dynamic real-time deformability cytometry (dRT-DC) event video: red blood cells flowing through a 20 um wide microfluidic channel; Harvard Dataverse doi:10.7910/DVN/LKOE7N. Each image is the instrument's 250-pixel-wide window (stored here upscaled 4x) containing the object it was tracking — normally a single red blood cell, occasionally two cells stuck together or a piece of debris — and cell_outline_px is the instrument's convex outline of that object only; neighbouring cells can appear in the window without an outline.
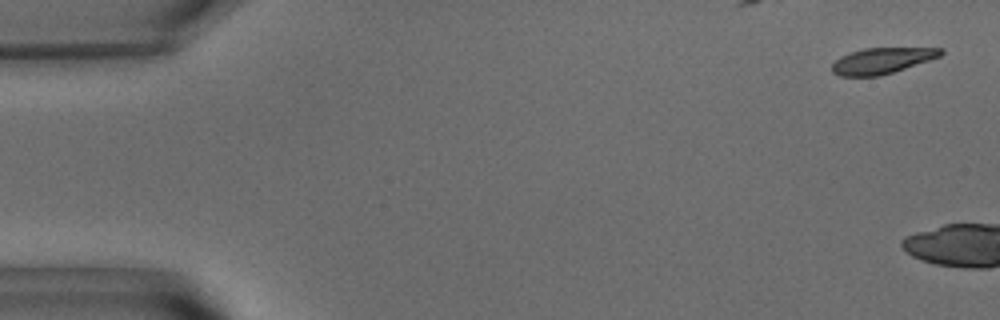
{"species": "common noctule bat (a hibernating species)", "species_latin": "Nyctalus noctula", "temperature_condition": "warm", "stored_images_in_passage": 7, "camera_frame_rate_fps": 3000, "um_per_image_px": 0.085, "animal": {"sex": "male", "body_mass_g": 15.6}, "frame": {"image": 1, "passage_image": 2, "time_ms": 0.333, "image_size_px": [1000, 320], "cell_outline_px": [[944, 52], [940, 56], [880, 76], [840, 76], [832, 72], [832, 64], [840, 56], [864, 48], [944, 48]], "centroid_in_image_um": [74.94, 5.16], "position_along_channel_um": 10.1, "area_um2": 16.18}}